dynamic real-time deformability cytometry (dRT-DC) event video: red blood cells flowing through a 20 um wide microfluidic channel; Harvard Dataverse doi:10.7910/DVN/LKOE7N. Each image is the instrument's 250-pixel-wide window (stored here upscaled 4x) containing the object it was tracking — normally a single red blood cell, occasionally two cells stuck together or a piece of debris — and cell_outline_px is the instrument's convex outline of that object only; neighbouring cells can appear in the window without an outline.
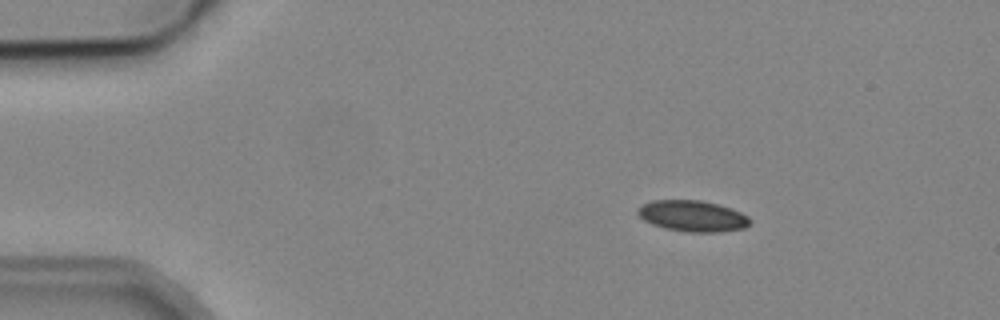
{"species": "common noctule bat (a hibernating species)", "species_latin": "Nyctalus noctula", "temperature_condition": "cold", "stored_images_in_passage": 5, "camera_frame_rate_fps": 3000, "um_per_image_px": 0.085, "animal": {"sex": "male", "body_mass_g": 19.2, "forearm_length_mm": 51.8}, "frame": {"image": 1, "passage_image": 2, "time_ms": 1.0, "image_size_px": [1000, 320], "cell_outline_px": [[752, 220], [744, 228], [720, 232], [688, 232], [664, 228], [652, 224], [644, 220], [636, 212], [636, 208], [652, 200], [700, 200], [716, 204], [740, 212], [748, 216]], "centroid_in_image_um": [58.84, 18.36], "position_along_channel_um": 26.2, "area_um2": 20.23}}